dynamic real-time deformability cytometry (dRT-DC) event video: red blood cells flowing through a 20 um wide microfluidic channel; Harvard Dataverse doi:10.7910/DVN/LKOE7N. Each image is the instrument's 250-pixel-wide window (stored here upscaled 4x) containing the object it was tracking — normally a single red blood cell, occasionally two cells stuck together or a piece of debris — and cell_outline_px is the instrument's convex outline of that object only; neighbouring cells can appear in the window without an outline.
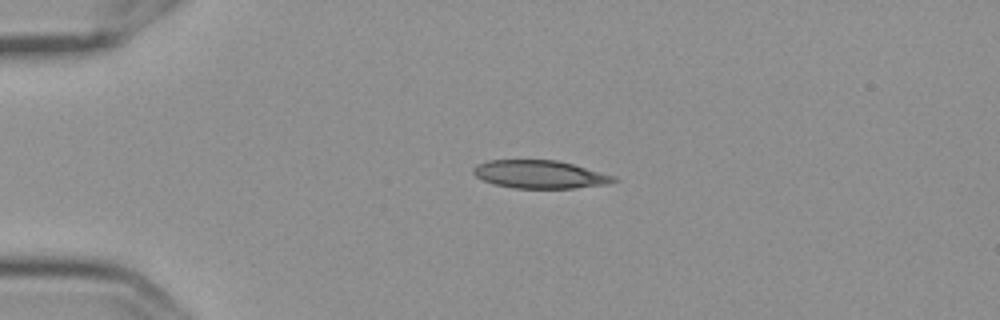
{"species": "Egyptian fruit bat (a non-hibernating species)", "species_latin": "Rousettus aegyptiacus", "temperature_condition": "cold", "stored_images_in_passage": 4, "camera_frame_rate_fps": 3000, "um_per_image_px": 0.085, "frame": {"image": 1, "passage_image": 3, "time_ms": 0.667, "image_size_px": [1000, 320], "cell_outline_px": [[620, 180], [604, 184], [572, 188], [512, 188], [496, 184], [484, 180], [476, 176], [472, 172], [472, 168], [476, 164], [488, 160], [556, 160], [572, 164], [616, 176]], "centroid_in_image_um": [45.87, 14.81], "position_along_channel_um": 39.1, "area_um2": 22.77}}